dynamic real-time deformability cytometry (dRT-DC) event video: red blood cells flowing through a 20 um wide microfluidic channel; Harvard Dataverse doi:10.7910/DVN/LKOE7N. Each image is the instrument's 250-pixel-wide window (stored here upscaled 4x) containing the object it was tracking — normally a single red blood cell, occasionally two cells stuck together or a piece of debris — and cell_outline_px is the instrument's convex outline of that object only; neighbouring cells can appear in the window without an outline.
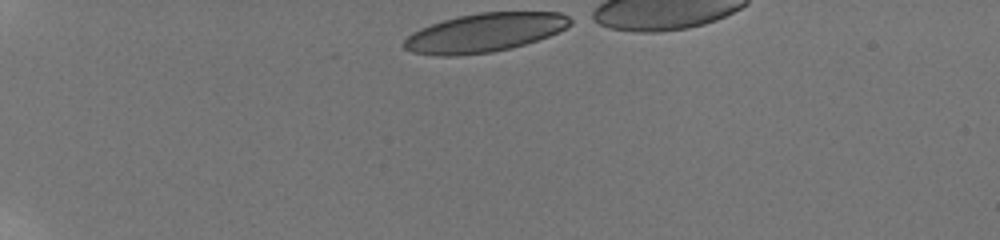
{"species": "human", "species_latin": "Homo sapiens", "temperature_condition": "room temperature", "stored_images_in_passage": 34, "camera_frame_rate_fps": 3000, "um_per_image_px": 0.085, "donor": {"sex": "male"}, "frame": {"image": 1, "passage_image": 1, "time_ms": 0.0, "image_size_px": [1000, 240], "cell_outline_px": [[576, 20], [572, 24], [548, 36], [524, 44], [492, 52], [456, 56], [440, 56], [412, 52], [404, 48], [404, 40], [412, 32], [420, 28], [444, 20], [460, 16], [480, 12], [560, 12]], "centroid_in_image_um": [41.2, 2.77], "position_along_channel_um": 43.8, "area_um2": 37.34}}
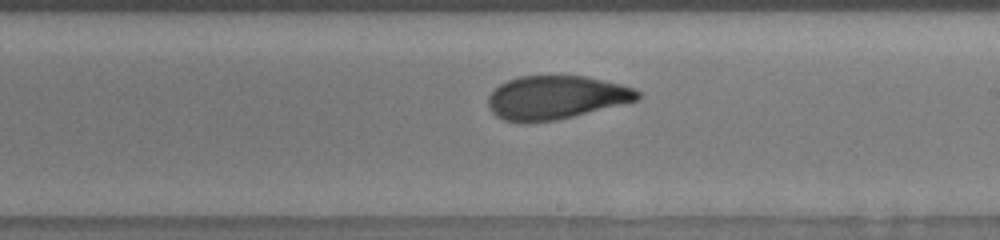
{"frame": {"image": 2, "passage_image": 17, "time_ms": 7.0, "image_size_px": [1000, 240], "cell_outline_px": [[640, 100], [556, 120], [520, 124], [504, 120], [496, 116], [488, 108], [488, 96], [500, 84], [508, 80], [520, 76], [588, 76], [620, 84], [632, 88], [640, 92]], "centroid_in_image_um": [47.23, 8.3], "position_along_channel_um": 241.8, "area_um2": 38.09}}
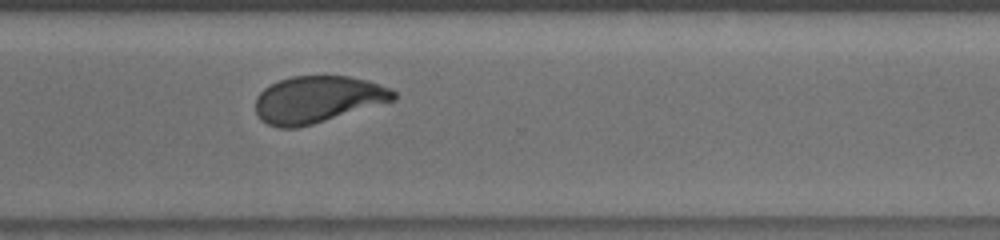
{"frame": {"image": 3, "passage_image": 26, "time_ms": 9.667, "image_size_px": [1000, 240], "cell_outline_px": [[396, 100], [312, 124], [296, 128], [276, 128], [260, 120], [256, 112], [256, 96], [264, 88], [280, 80], [292, 76], [348, 76], [368, 80], [392, 88], [396, 92]], "centroid_in_image_um": [27.0, 8.45], "position_along_channel_um": 343.6, "area_um2": 37.74}}